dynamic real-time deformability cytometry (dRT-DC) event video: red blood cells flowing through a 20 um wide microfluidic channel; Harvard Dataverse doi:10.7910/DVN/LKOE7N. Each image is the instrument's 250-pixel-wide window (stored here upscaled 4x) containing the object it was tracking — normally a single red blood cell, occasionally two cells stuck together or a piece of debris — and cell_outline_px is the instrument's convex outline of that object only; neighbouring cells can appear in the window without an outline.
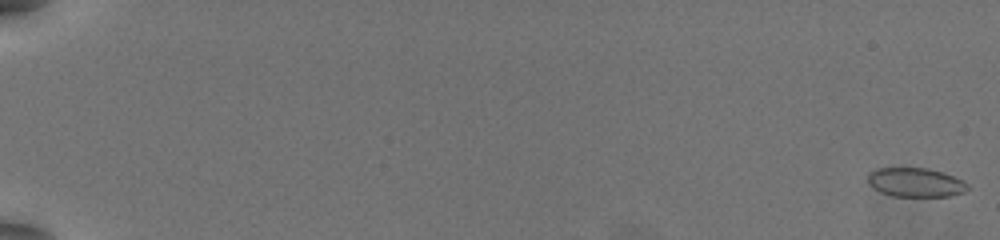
{"species": "common noctule bat (a hibernating species)", "species_latin": "Nyctalus noctula", "temperature_condition": "warm", "stored_images_in_passage": 58, "camera_frame_rate_fps": 3000, "um_per_image_px": 0.085, "animal": {"sex": "female", "body_mass_g": 19.5, "forearm_length_mm": 54.1}, "frame": {"image": 1, "passage_image": 1, "time_ms": 0.0, "image_size_px": [1000, 240], "cell_outline_px": [[968, 188], [964, 192], [948, 196], [892, 196], [880, 192], [872, 188], [868, 184], [868, 172], [876, 168], [928, 168], [952, 176], [968, 184]], "centroid_in_image_um": [77.75, 15.5], "position_along_channel_um": 7.2, "area_um2": 16.82}}
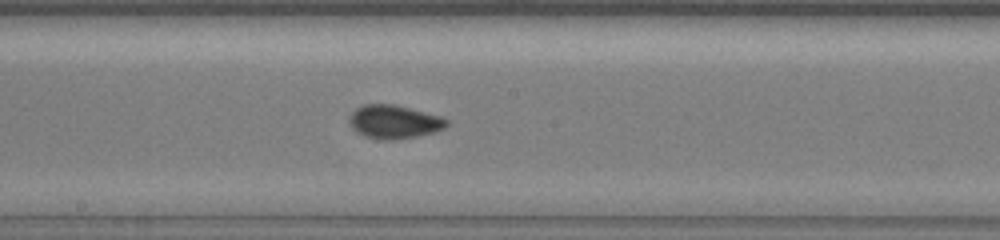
{"frame": {"image": 2, "passage_image": 35, "time_ms": 11.333, "image_size_px": [1000, 240], "cell_outline_px": [[448, 124], [444, 128], [436, 132], [396, 140], [376, 140], [364, 136], [356, 132], [348, 124], [348, 116], [356, 108], [364, 104], [396, 104], [440, 116], [448, 120]], "centroid_in_image_um": [33.46, 10.36], "position_along_channel_um": 214.7, "area_um2": 19.36}}
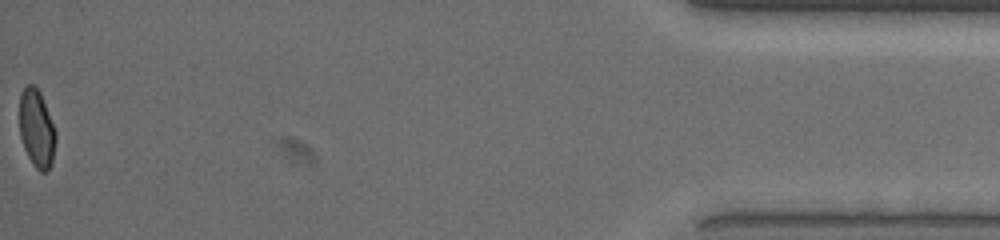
{"frame": {"image": 3, "passage_image": 58, "time_ms": 19.0, "image_size_px": [1000, 240], "cell_outline_px": [[56, 140], [52, 164], [48, 172], [40, 172], [32, 164], [24, 148], [20, 136], [20, 92], [28, 84], [32, 84], [40, 92], [56, 132]], "centroid_in_image_um": [3.12, 10.97], "position_along_channel_um": 432.1, "area_um2": 16.47}, "authors_computed_cell_mechanics": {"area_um2": 17.7446, "velocity_mm_per_s": 3.8847, "shape_relaxation_time_tau1_ms": 4.0145, "shape_relaxation_time_tau2_ms": 0.5903, "deformation_change_tau1": 0.1025, "deformation_change_tau2": 0.0516}}